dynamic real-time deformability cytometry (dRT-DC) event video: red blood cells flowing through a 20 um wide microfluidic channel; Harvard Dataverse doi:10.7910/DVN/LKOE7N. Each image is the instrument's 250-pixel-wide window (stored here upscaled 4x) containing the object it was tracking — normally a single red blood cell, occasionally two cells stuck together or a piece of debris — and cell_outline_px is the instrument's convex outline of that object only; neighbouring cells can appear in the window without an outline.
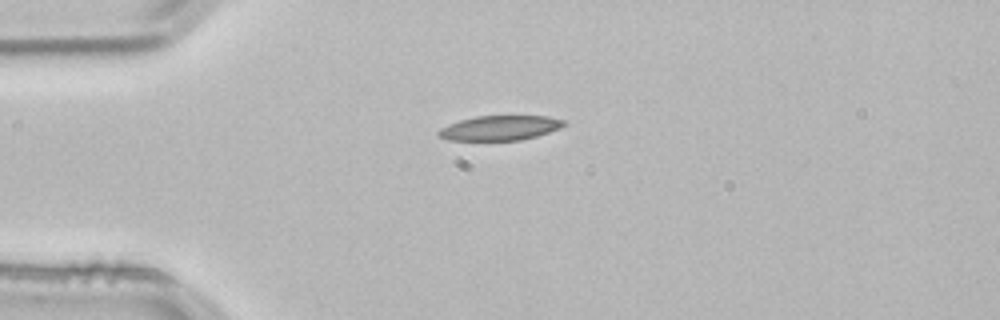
{"species": "common noctule bat (a hibernating species)", "species_latin": "Nyctalus noctula", "temperature_condition": "room temperature", "stored_images_in_passage": 1, "camera_frame_rate_fps": 3000, "um_per_image_px": 0.085, "animal": {"sex": "male", "body_mass_g": 21.5, "forearm_length_mm": 52.0}, "frame": {"image": 1, "passage_image": 1, "time_ms": 0.0, "image_size_px": [1000, 320], "cell_outline_px": [[568, 124], [560, 128], [536, 136], [520, 140], [448, 140], [440, 136], [436, 132], [440, 128], [448, 124], [460, 120], [476, 116], [548, 116], [564, 120]], "centroid_in_image_um": [42.5, 10.87], "position_along_channel_um": 42.5, "area_um2": 18.03}}